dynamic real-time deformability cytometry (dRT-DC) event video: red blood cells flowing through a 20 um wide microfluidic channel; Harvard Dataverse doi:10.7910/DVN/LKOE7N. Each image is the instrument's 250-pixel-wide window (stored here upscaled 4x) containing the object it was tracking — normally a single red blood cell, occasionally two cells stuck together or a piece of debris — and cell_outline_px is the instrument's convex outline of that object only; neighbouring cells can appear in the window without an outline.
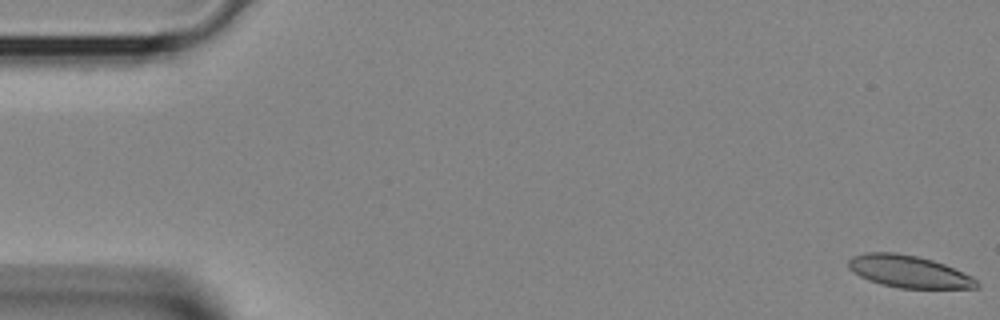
{"species": "Egyptian fruit bat (a non-hibernating species)", "species_latin": "Rousettus aegyptiacus", "temperature_condition": "room temperature", "stored_images_in_passage": 39, "camera_frame_rate_fps": 3000, "um_per_image_px": 0.085, "animal": {"sex": "female"}, "frame": {"image": 1, "passage_image": 1, "time_ms": 0.0, "image_size_px": [1000, 320], "cell_outline_px": [[980, 288], [900, 288], [880, 284], [868, 280], [852, 272], [848, 268], [848, 260], [852, 256], [864, 252], [896, 252], [916, 256], [932, 260], [944, 264], [972, 276], [980, 284]], "centroid_in_image_um": [77.22, 23.08], "position_along_channel_um": 7.8, "area_um2": 24.16}}
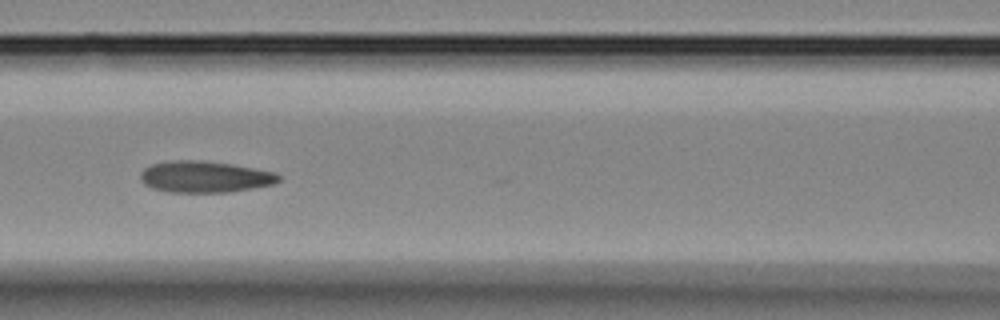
{"frame": {"image": 2, "passage_image": 17, "time_ms": 5.333, "image_size_px": [1000, 320], "cell_outline_px": [[280, 180], [276, 184], [228, 192], [168, 192], [152, 188], [144, 184], [140, 176], [140, 172], [144, 168], [152, 164], [176, 160], [204, 160], [232, 164], [276, 172], [280, 176]], "centroid_in_image_um": [17.43, 15.02], "position_along_channel_um": 149.2, "area_um2": 25.43}}
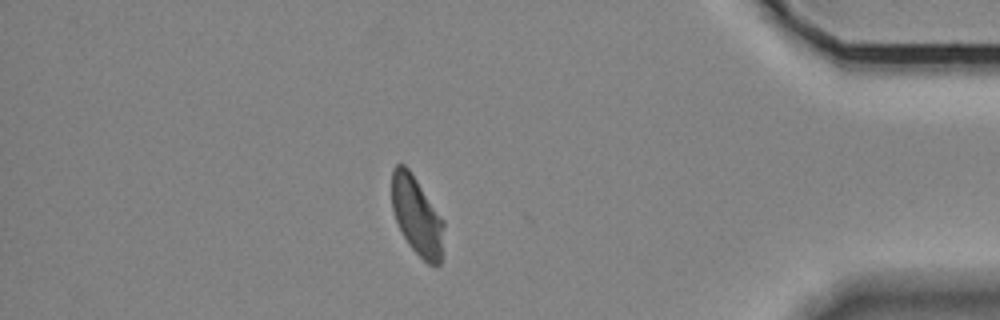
{"frame": {"image": 3, "passage_image": 34, "time_ms": 11.0, "image_size_px": [1000, 320], "cell_outline_px": [[444, 224], [440, 264], [428, 264], [408, 244], [396, 220], [392, 208], [392, 168], [396, 164], [404, 164], [408, 168], [444, 220]], "centroid_in_image_um": [35.42, 18.33], "position_along_channel_um": 399.8, "area_um2": 23.41}}